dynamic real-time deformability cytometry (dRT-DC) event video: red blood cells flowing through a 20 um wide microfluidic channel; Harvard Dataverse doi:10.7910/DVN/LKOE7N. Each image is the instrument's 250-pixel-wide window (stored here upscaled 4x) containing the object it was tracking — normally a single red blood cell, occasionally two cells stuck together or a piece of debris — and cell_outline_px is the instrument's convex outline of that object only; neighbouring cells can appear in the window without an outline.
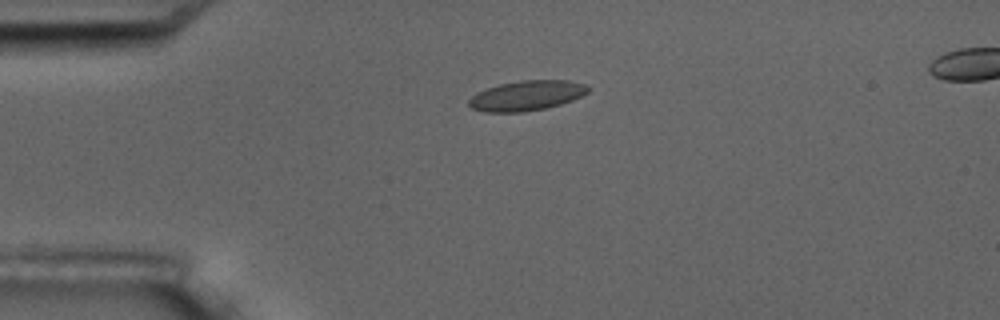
{"species": "common noctule bat (a hibernating species)", "species_latin": "Nyctalus noctula", "temperature_condition": "room temperature", "stored_images_in_passage": 3, "camera_frame_rate_fps": 3000, "um_per_image_px": 0.085, "animal": {"sex": "male", "body_mass_g": 17.5, "forearm_length_mm": 52.3}, "frame": {"image": 1, "passage_image": 1, "time_ms": 0.0, "image_size_px": [1000, 320], "cell_outline_px": [[588, 92], [572, 100], [560, 104], [544, 108], [524, 112], [484, 112], [472, 108], [468, 104], [468, 100], [476, 92], [500, 84], [520, 80], [568, 80], [588, 84]], "centroid_in_image_um": [44.76, 8.12], "position_along_channel_um": 40.2, "area_um2": 20.81}}